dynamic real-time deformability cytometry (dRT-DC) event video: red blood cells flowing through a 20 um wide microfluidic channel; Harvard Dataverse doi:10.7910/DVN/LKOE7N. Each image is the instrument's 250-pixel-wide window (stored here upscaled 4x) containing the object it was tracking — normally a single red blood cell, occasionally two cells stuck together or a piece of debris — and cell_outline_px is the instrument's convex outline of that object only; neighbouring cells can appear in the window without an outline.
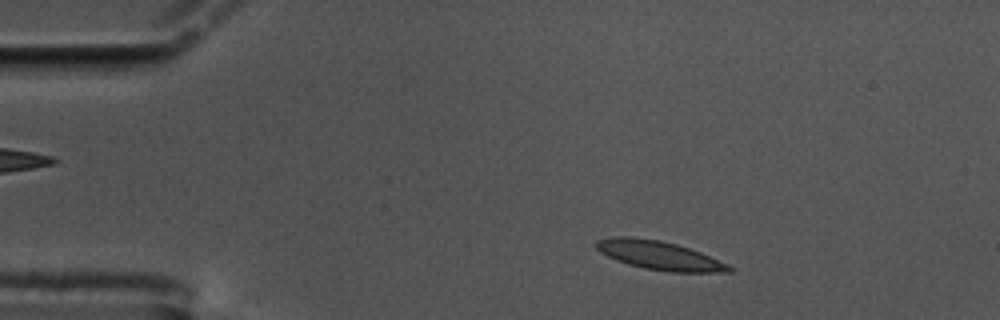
{"species": "common noctule bat (a hibernating species)", "species_latin": "Nyctalus noctula", "temperature_condition": "cold", "stored_images_in_passage": 55, "camera_frame_rate_fps": 3000, "um_per_image_px": 0.085, "animal": {"sex": "male", "body_mass_g": 17.5, "forearm_length_mm": 52.3}, "frame": {"image": 1, "passage_image": 6, "time_ms": 1.667, "image_size_px": [1000, 320], "cell_outline_px": [[736, 268], [732, 272], [668, 272], [644, 268], [628, 264], [616, 260], [600, 252], [596, 248], [596, 240], [612, 236], [628, 236], [660, 240], [676, 244], [700, 252], [728, 264]], "centroid_in_image_um": [56.04, 21.71], "position_along_channel_um": 29.0, "area_um2": 22.31}}
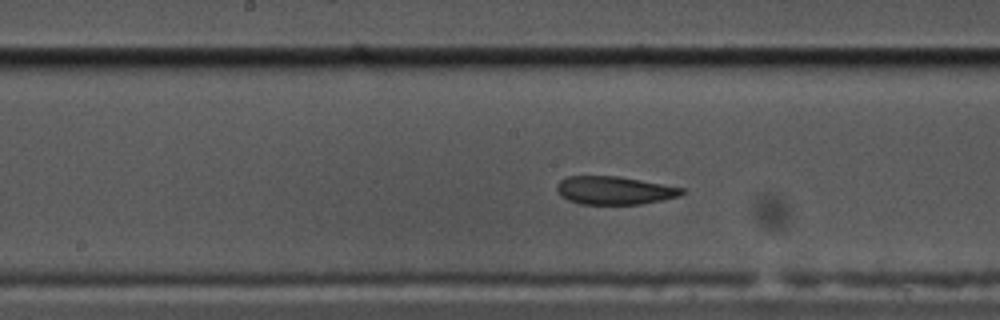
{"frame": {"image": 2, "passage_image": 26, "time_ms": 8.333, "image_size_px": [1000, 320], "cell_outline_px": [[684, 192], [680, 196], [640, 204], [580, 204], [568, 200], [560, 196], [556, 188], [556, 184], [560, 180], [568, 176], [616, 176], [684, 188]], "centroid_in_image_um": [52.17, 16.19], "position_along_channel_um": 196.0, "area_um2": 20.35}}
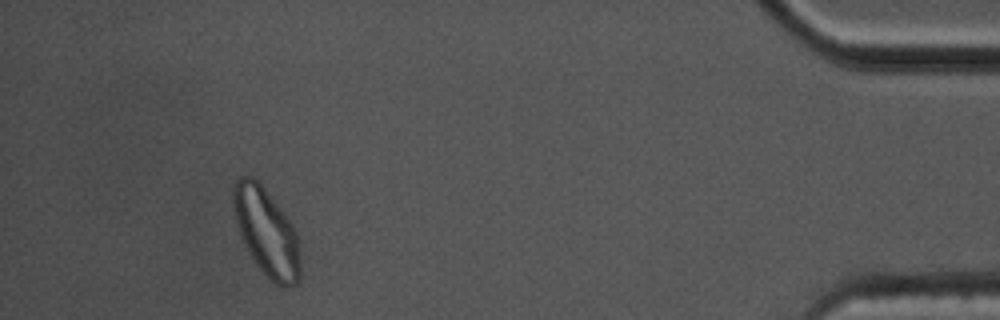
{"frame": {"image": 3, "passage_image": 51, "time_ms": 16.667, "image_size_px": [1000, 320], "cell_outline_px": [[300, 276], [296, 284], [284, 288], [276, 284], [256, 264], [244, 244], [240, 236], [236, 224], [232, 204], [232, 192], [236, 180], [240, 176], [252, 176], [260, 184], [292, 224], [296, 232], [300, 260]], "centroid_in_image_um": [22.62, 19.73], "position_along_channel_um": 412.6, "area_um2": 33.76}, "authors_computed_cell_mechanics": {"area_um2": 21.7328, "velocity_mm_per_s": 3.3513, "shape_relaxation_time_tau1_ms": 6.5156, "shape_relaxation_time_tau2_ms": 2.2341, "deformation_change_tau1": 0.1598, "deformation_change_tau2": 0.0923}}